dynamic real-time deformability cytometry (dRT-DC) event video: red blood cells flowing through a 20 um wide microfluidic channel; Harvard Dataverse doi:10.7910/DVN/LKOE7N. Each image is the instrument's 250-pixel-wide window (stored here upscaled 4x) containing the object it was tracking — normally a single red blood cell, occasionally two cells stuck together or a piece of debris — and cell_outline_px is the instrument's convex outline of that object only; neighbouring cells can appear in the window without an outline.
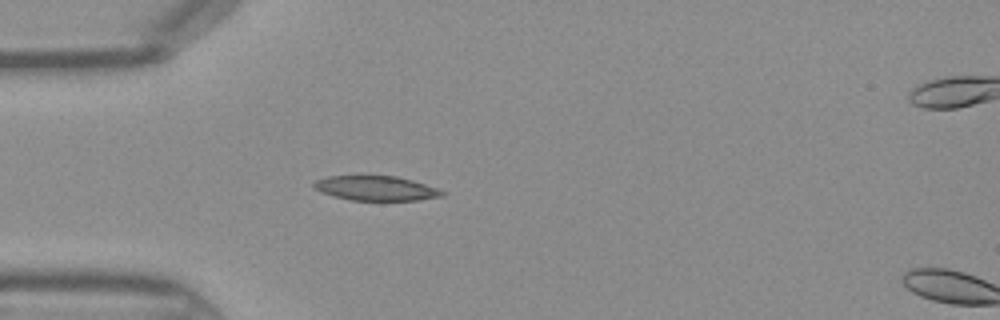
{"species": "Egyptian fruit bat (a non-hibernating species)", "species_latin": "Rousettus aegyptiacus", "temperature_condition": "warm", "stored_images_in_passage": 37, "camera_frame_rate_fps": 3000, "um_per_image_px": 0.085, "frame": {"image": 1, "passage_image": 5, "time_ms": 1.333, "image_size_px": [1000, 320], "cell_outline_px": [[444, 196], [420, 200], [352, 200], [332, 196], [320, 192], [312, 184], [316, 180], [328, 176], [396, 176], [412, 180], [436, 188], [444, 192]], "centroid_in_image_um": [31.94, 16.0], "position_along_channel_um": 53.1, "area_um2": 18.26}}
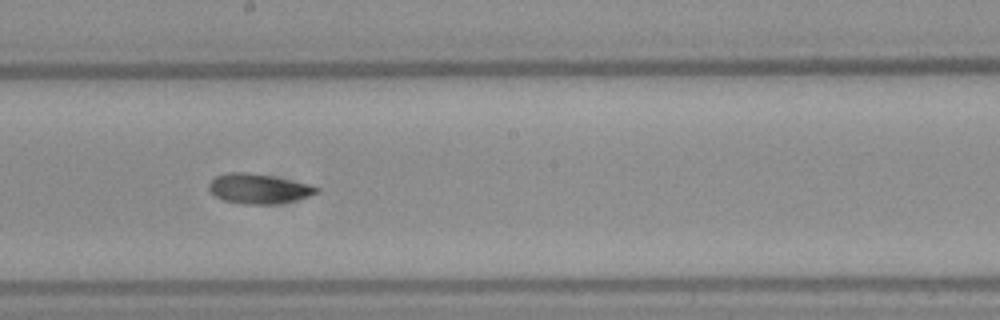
{"frame": {"image": 2, "passage_image": 17, "time_ms": 5.333, "image_size_px": [1000, 320], "cell_outline_px": [[320, 192], [308, 196], [292, 200], [272, 204], [244, 204], [224, 200], [216, 196], [208, 188], [208, 184], [216, 176], [228, 172], [248, 172], [308, 184], [320, 188]], "centroid_in_image_um": [21.95, 16.04], "position_along_channel_um": 226.3, "area_um2": 18.26}}
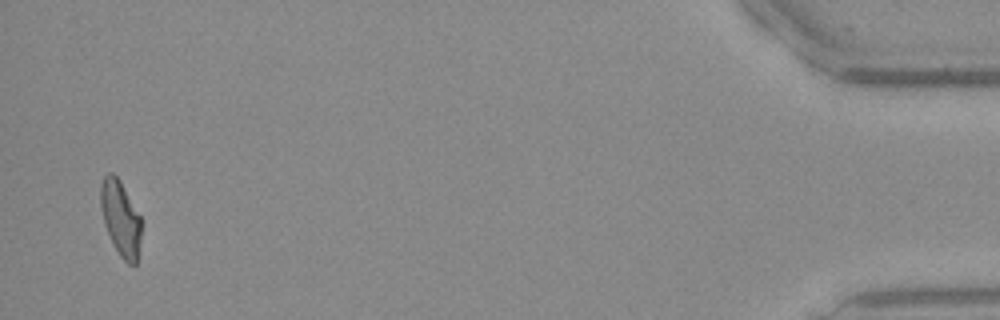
{"frame": {"image": 3, "passage_image": 36, "time_ms": 11.667, "image_size_px": [1000, 320], "cell_outline_px": [[140, 240], [136, 264], [128, 264], [120, 256], [104, 224], [100, 208], [100, 184], [104, 176], [108, 172], [112, 172], [120, 180], [140, 216]], "centroid_in_image_um": [10.22, 18.51], "position_along_channel_um": 425.0, "area_um2": 17.57}}